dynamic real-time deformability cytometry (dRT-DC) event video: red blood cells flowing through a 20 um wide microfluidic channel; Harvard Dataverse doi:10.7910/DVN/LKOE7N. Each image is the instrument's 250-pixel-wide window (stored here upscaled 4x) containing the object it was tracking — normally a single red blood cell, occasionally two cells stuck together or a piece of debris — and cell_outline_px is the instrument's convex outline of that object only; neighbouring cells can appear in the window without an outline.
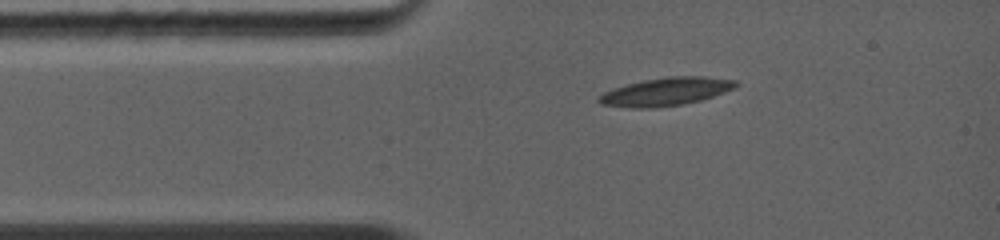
{"species": "common noctule bat (a hibernating species)", "species_latin": "Nyctalus noctula", "temperature_condition": "warm", "stored_images_in_passage": 5, "camera_frame_rate_fps": 5000, "um_per_image_px": 0.085, "animal": {"sex": "female", "body_mass_g": 19.0, "forearm_length_mm": 56.7}, "frame": {"image": 1, "passage_image": 1, "time_ms": 0.0, "image_size_px": [1000, 240], "cell_outline_px": [[736, 84], [732, 88], [712, 96], [700, 100], [680, 104], [652, 108], [632, 108], [600, 104], [596, 100], [604, 92], [628, 84], [644, 80], [668, 76], [700, 76], [736, 80]], "centroid_in_image_um": [56.55, 7.79], "position_along_channel_um": 28.5, "area_um2": 21.85}}
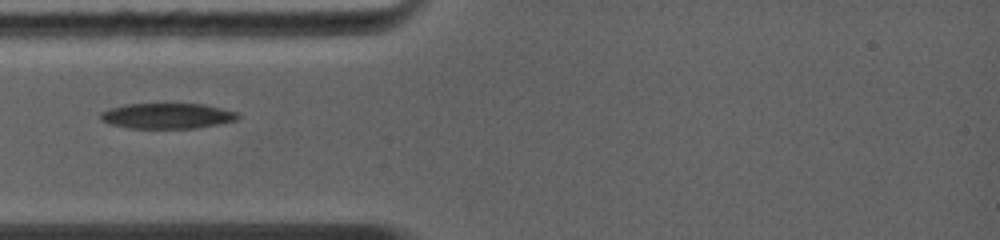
{"frame": {"image": 2, "passage_image": 3, "time_ms": 1.4, "image_size_px": [1000, 240], "cell_outline_px": [[240, 116], [236, 120], [196, 128], [128, 128], [112, 124], [100, 120], [100, 112], [112, 108], [128, 104], [200, 104], [236, 112]], "centroid_in_image_um": [14.17, 9.86], "position_along_channel_um": 70.8, "area_um2": 20.0}}
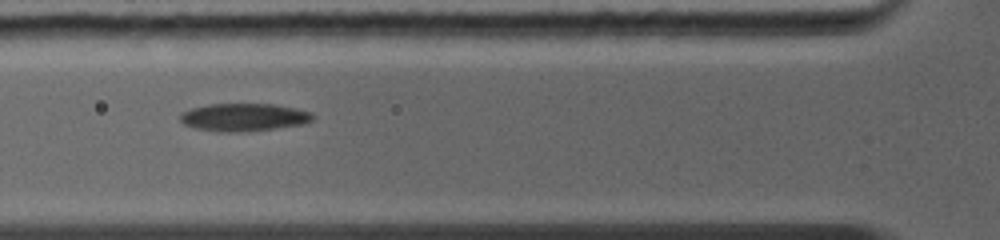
{"frame": {"image": 3, "passage_image": 4, "time_ms": 2.2, "image_size_px": [1000, 240], "cell_outline_px": [[312, 120], [300, 124], [244, 132], [220, 132], [196, 128], [184, 124], [180, 120], [180, 112], [192, 108], [208, 104], [272, 104], [312, 112]], "centroid_in_image_um": [20.65, 9.96], "position_along_channel_um": 105.2, "area_um2": 21.15}}